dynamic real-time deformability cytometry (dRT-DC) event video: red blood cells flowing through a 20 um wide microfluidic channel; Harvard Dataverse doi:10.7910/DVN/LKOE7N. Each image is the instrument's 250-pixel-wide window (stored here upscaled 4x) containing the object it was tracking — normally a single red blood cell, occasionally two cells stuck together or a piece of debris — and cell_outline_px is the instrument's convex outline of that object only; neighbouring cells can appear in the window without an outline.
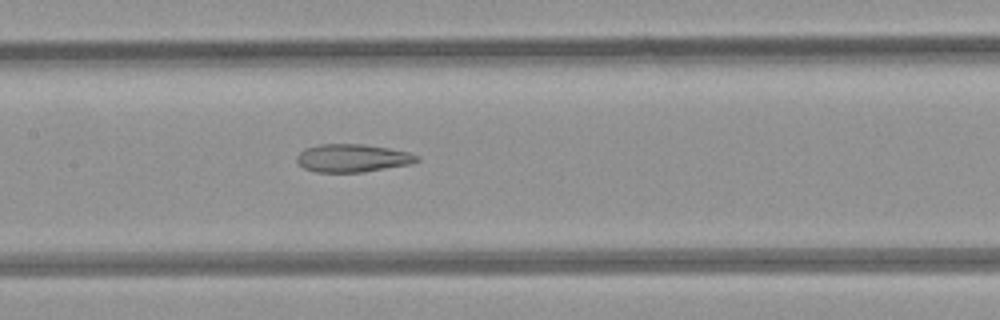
{"species": "common noctule bat (a hibernating species)", "species_latin": "Nyctalus noctula", "temperature_condition": "room temperature", "stored_images_in_passage": 7, "camera_frame_rate_fps": 3000, "um_per_image_px": 0.085, "animal": {"sex": "female", "body_mass_g": 21.9}, "frame": {"image": 1, "passage_image": 7, "time_ms": 7.667, "image_size_px": [1000, 320], "cell_outline_px": [[420, 160], [408, 164], [364, 172], [316, 172], [304, 168], [296, 160], [296, 156], [304, 148], [320, 144], [364, 144], [388, 148], [408, 152], [420, 156]], "centroid_in_image_um": [29.94, 13.43], "position_along_channel_um": 177.5, "area_um2": 19.54}}